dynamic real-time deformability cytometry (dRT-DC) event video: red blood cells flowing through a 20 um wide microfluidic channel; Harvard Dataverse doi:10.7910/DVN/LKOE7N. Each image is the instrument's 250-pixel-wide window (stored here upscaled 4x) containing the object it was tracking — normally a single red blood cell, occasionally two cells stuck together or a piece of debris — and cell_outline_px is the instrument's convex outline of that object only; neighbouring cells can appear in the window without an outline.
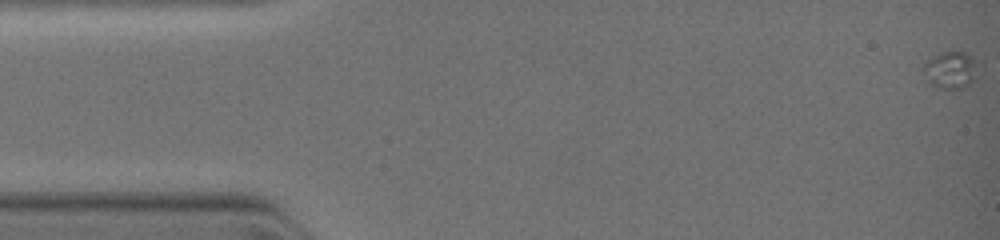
{"species": "common noctule bat (a hibernating species)", "species_latin": "Nyctalus noctula", "temperature_condition": "warm", "stored_images_in_passage": 24, "camera_frame_rate_fps": 3000, "um_per_image_px": 0.085, "animal": {"sex": "female", "body_mass_g": 19.0, "forearm_length_mm": 51.5}, "frame": {"image": 1, "passage_image": 1, "time_ms": 0.0, "image_size_px": [1000, 240], "cell_outline_px": [[980, 60], [972, 80], [968, 84], [960, 88], [940, 88], [932, 84], [928, 80], [924, 68], [924, 64], [932, 56], [944, 52], [964, 52]], "centroid_in_image_um": [80.84, 5.91], "position_along_channel_um": 4.2, "area_um2": 11.44}}